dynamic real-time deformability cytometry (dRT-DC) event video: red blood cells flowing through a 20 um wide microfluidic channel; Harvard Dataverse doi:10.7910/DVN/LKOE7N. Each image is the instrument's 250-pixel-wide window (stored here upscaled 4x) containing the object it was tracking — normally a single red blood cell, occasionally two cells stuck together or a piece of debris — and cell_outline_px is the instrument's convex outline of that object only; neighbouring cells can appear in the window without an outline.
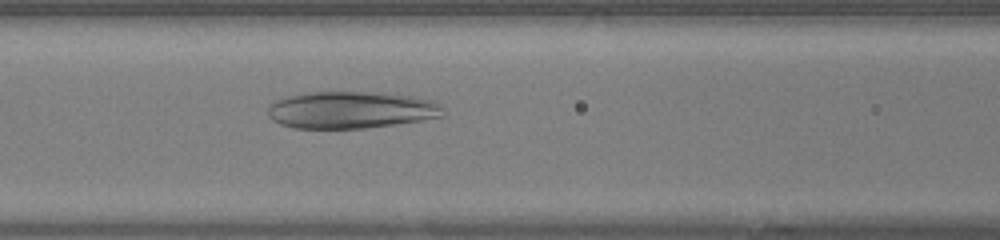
{"species": "human", "species_latin": "Homo sapiens", "temperature_condition": "warm", "stored_images_in_passage": 43, "camera_frame_rate_fps": 3000, "um_per_image_px": 0.085, "donor": {"sex": "female"}, "frame": {"image": 1, "passage_image": 17, "time_ms": 5.333, "image_size_px": [1000, 240], "cell_outline_px": [[444, 116], [420, 120], [368, 128], [296, 128], [280, 124], [272, 120], [268, 116], [268, 104], [272, 100], [280, 96], [308, 92], [392, 92], [416, 96], [432, 100], [440, 104], [444, 112]], "centroid_in_image_um": [29.8, 9.32], "position_along_channel_um": 136.8, "area_um2": 38.55}}
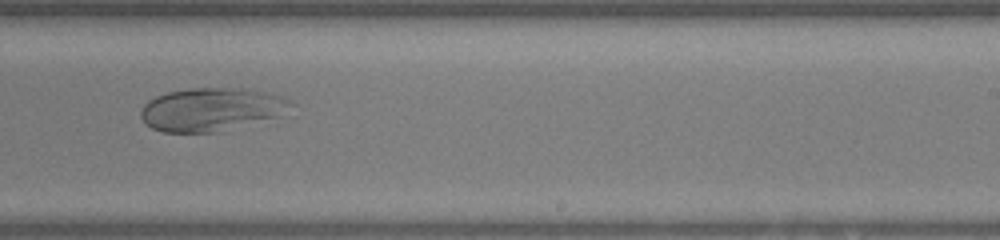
{"frame": {"image": 2, "passage_image": 26, "time_ms": 8.333, "image_size_px": [1000, 240], "cell_outline_px": [[296, 104], [276, 116], [224, 132], [164, 132], [152, 128], [140, 116], [140, 108], [148, 100], [156, 96], [168, 92], [188, 88], [244, 88], [272, 92], [292, 100]], "centroid_in_image_um": [17.99, 9.29], "position_along_channel_um": 271.0, "area_um2": 38.09}}
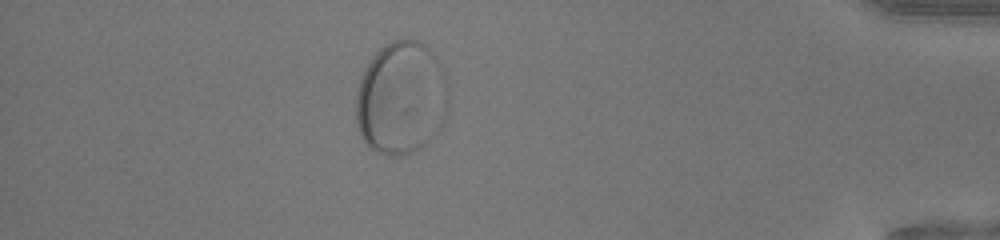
{"frame": {"image": 3, "passage_image": 38, "time_ms": 12.333, "image_size_px": [1000, 240], "cell_outline_px": [[448, 108], [444, 120], [440, 128], [420, 148], [412, 152], [400, 156], [388, 156], [376, 152], [368, 148], [360, 136], [356, 120], [356, 92], [360, 80], [368, 64], [376, 52], [384, 44], [392, 40], [420, 40], [436, 56], [448, 80]], "centroid_in_image_um": [34.11, 8.35], "position_along_channel_um": 401.1, "area_um2": 61.56}}